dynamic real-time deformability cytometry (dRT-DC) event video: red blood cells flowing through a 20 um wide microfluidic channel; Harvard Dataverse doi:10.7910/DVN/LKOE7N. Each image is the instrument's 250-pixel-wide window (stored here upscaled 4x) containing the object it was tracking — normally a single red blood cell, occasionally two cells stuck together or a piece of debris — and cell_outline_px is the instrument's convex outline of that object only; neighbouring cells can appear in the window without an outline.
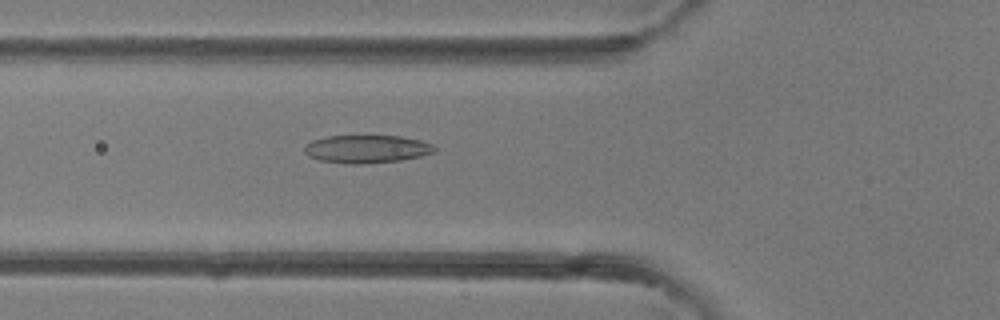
{"species": "common noctule bat (a hibernating species)", "species_latin": "Nyctalus noctula", "temperature_condition": "room temperature", "stored_images_in_passage": 41, "camera_frame_rate_fps": 3000, "um_per_image_px": 0.085, "animal": {"sex": "female"}, "frame": {"image": 1, "passage_image": 15, "time_ms": 4.667, "image_size_px": [1000, 320], "cell_outline_px": [[436, 152], [420, 156], [400, 160], [360, 164], [344, 164], [320, 160], [308, 156], [304, 152], [304, 148], [312, 140], [328, 136], [400, 136], [420, 140], [432, 144], [436, 148]], "centroid_in_image_um": [31.17, 12.67], "position_along_channel_um": 94.6, "area_um2": 21.15}}
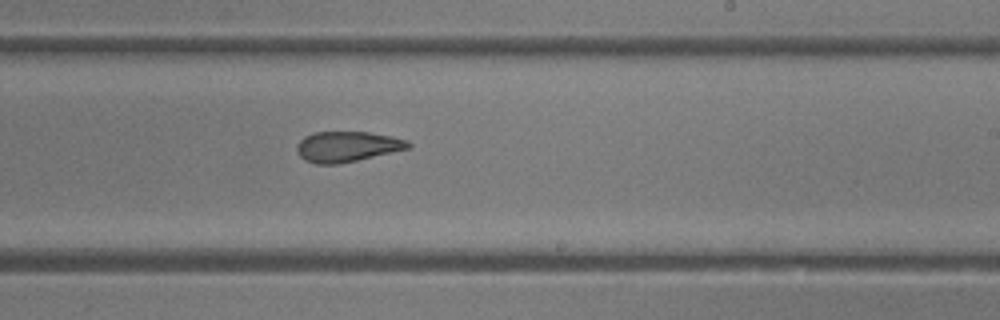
{"frame": {"image": 2, "passage_image": 25, "time_ms": 8.0, "image_size_px": [1000, 320], "cell_outline_px": [[412, 144], [408, 148], [392, 152], [356, 160], [336, 164], [316, 164], [304, 160], [296, 152], [296, 144], [304, 136], [316, 132], [368, 132], [392, 136], [408, 140]], "centroid_in_image_um": [29.47, 12.45], "position_along_channel_um": 259.5, "area_um2": 19.71}}
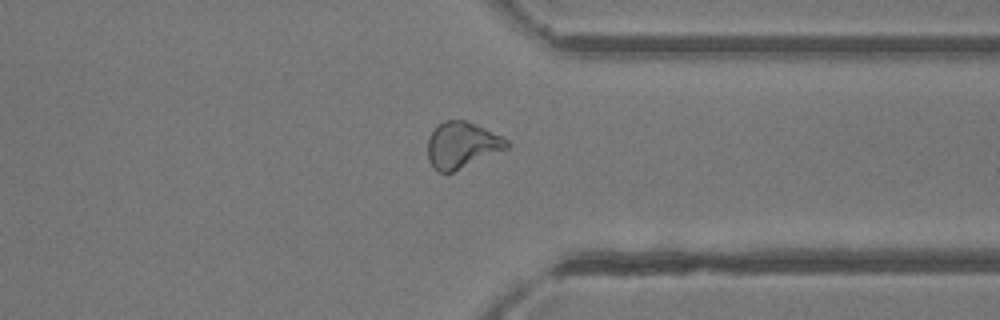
{"frame": {"image": 3, "passage_image": 32, "time_ms": 10.333, "image_size_px": [1000, 320], "cell_outline_px": [[512, 144], [508, 148], [452, 172], [440, 172], [432, 168], [428, 160], [428, 136], [444, 120], [464, 120], [484, 128], [508, 140]], "centroid_in_image_um": [39.25, 12.34], "position_along_channel_um": 372.2, "area_um2": 21.04}}